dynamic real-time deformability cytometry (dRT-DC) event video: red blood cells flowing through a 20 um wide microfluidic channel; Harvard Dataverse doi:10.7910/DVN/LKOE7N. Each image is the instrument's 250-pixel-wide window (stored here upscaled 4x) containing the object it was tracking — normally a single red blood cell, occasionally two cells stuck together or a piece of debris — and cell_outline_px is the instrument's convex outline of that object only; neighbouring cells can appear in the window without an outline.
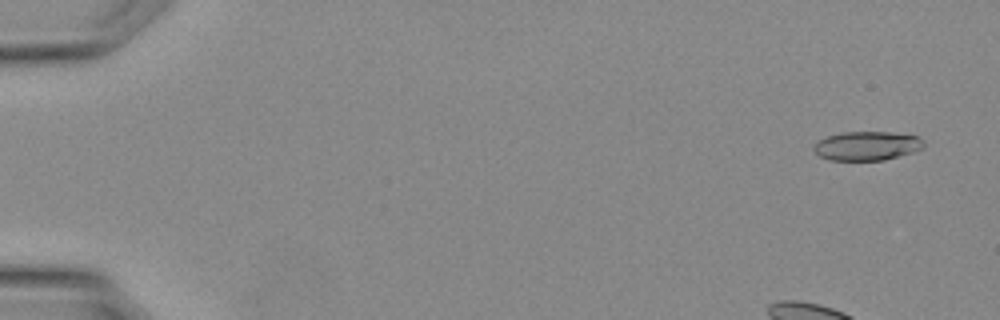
{"species": "Egyptian fruit bat (a non-hibernating species)", "species_latin": "Rousettus aegyptiacus", "temperature_condition": "warm", "stored_images_in_passage": 15, "camera_frame_rate_fps": 3000, "um_per_image_px": 0.085, "animal": {"sex": "female"}, "frame": {"image": 1, "passage_image": 1, "time_ms": 0.0, "image_size_px": [1000, 320], "cell_outline_px": [[924, 148], [912, 152], [884, 160], [828, 160], [820, 156], [812, 148], [820, 140], [828, 136], [840, 132], [892, 132], [920, 136], [924, 140]], "centroid_in_image_um": [73.73, 12.39], "position_along_channel_um": 11.3, "area_um2": 18.61}}